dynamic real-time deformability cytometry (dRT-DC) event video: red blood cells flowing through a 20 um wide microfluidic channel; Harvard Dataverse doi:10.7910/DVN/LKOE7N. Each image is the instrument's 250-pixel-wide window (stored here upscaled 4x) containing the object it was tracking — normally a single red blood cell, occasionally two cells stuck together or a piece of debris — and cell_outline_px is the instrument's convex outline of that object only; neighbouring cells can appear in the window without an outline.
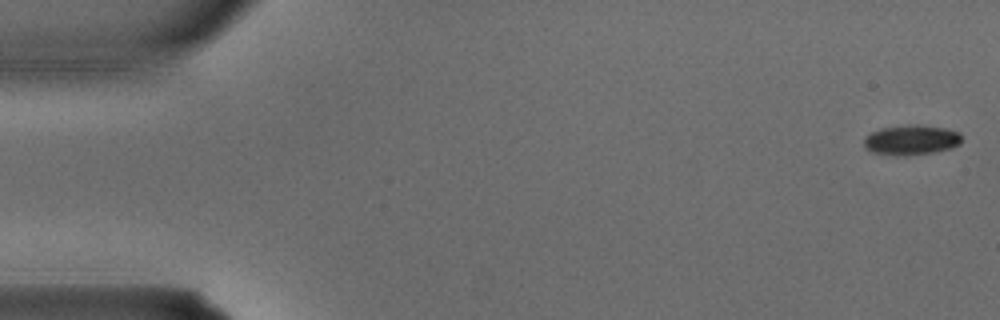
{"species": "common noctule bat (a hibernating species)", "species_latin": "Nyctalus noctula", "temperature_condition": "warm", "stored_images_in_passage": 4, "camera_frame_rate_fps": 3000, "um_per_image_px": 0.085, "animal": {"sex": "male", "body_mass_g": 15.6}, "frame": {"image": 1, "passage_image": 1, "time_ms": 0.0, "image_size_px": [1000, 320], "cell_outline_px": [[960, 144], [952, 148], [932, 152], [904, 156], [896, 156], [872, 152], [864, 148], [864, 136], [880, 128], [908, 124], [916, 124], [944, 128], [960, 132]], "centroid_in_image_um": [77.42, 11.89], "position_along_channel_um": 7.6, "area_um2": 17.22}}
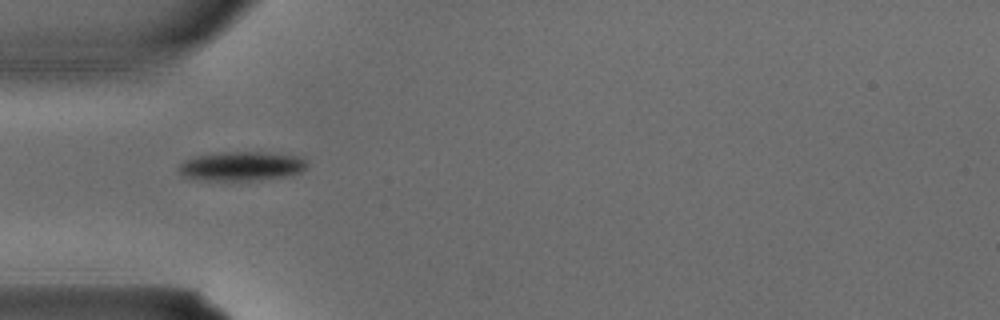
{"frame": {"image": 2, "passage_image": 4, "time_ms": 1.0, "image_size_px": [1000, 320], "cell_outline_px": [[308, 168], [300, 172], [288, 176], [252, 180], [196, 180], [180, 176], [176, 168], [184, 160], [196, 156], [224, 152], [260, 152], [296, 156], [304, 160], [308, 164]], "centroid_in_image_um": [20.46, 14.14], "position_along_channel_um": 64.5, "area_um2": 21.85}}